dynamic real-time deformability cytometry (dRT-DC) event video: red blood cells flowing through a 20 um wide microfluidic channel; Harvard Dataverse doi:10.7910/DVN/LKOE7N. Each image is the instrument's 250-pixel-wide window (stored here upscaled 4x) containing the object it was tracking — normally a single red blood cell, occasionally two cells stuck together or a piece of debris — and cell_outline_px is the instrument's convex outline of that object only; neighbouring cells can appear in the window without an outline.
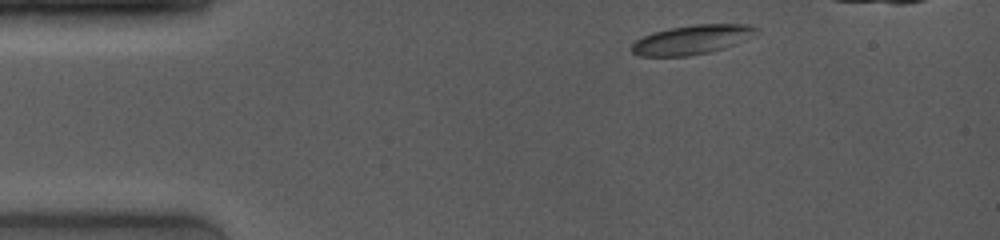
{"species": "common noctule bat (a hibernating species)", "species_latin": "Nyctalus noctula", "temperature_condition": "room temperature", "stored_images_in_passage": 8, "camera_frame_rate_fps": 4000, "um_per_image_px": 0.085, "animal": {"sex": "female", "body_mass_g": 19.0, "forearm_length_mm": 53.3}, "frame": {"image": 1, "passage_image": 1, "time_ms": 0.0, "image_size_px": [1000, 240], "cell_outline_px": [[760, 32], [756, 36], [724, 48], [712, 52], [688, 56], [640, 56], [632, 52], [628, 48], [636, 40], [652, 32], [668, 28], [696, 24], [748, 24], [760, 28]], "centroid_in_image_um": [58.86, 3.37], "position_along_channel_um": 26.1, "area_um2": 21.68}}
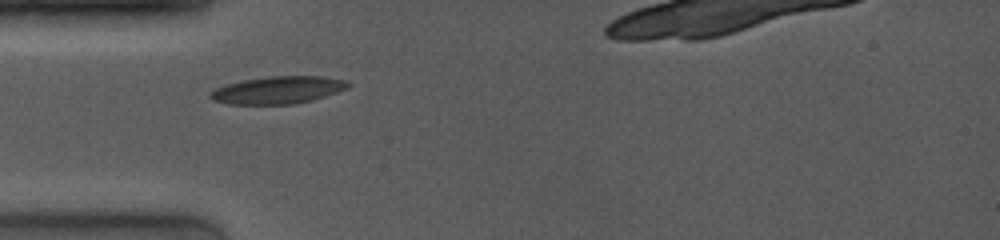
{"frame": {"image": 2, "passage_image": 6, "time_ms": 2.5, "image_size_px": [1000, 240], "cell_outline_px": [[352, 84], [348, 88], [312, 100], [296, 104], [228, 104], [212, 100], [208, 96], [208, 92], [216, 88], [228, 84], [244, 80], [268, 76], [324, 76], [348, 80]], "centroid_in_image_um": [23.64, 7.65], "position_along_channel_um": 61.4, "area_um2": 22.14}}